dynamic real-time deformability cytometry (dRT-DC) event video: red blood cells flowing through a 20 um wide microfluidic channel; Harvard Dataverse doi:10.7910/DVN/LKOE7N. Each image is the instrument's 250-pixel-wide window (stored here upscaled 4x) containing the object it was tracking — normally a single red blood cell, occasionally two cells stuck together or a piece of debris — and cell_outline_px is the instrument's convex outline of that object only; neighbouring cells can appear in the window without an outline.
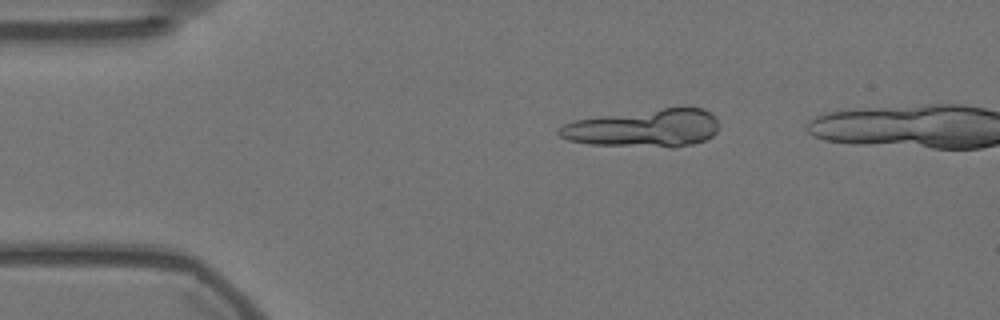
{"species": "Egyptian fruit bat (a non-hibernating species)", "species_latin": "Rousettus aegyptiacus", "temperature_condition": "warm", "stored_images_in_passage": 34, "camera_frame_rate_fps": 3000, "um_per_image_px": 0.085, "animal": {"sex": "female"}, "frame": {"image": 1, "passage_image": 10, "time_ms": 3.0, "image_size_px": [1000, 320], "cell_outline_px": [[716, 132], [712, 136], [704, 140], [692, 144], [676, 148], [672, 148], [592, 144], [568, 140], [560, 136], [556, 132], [556, 128], [564, 124], [576, 120], [600, 116], [680, 104], [684, 104], [704, 108], [716, 116]], "centroid_in_image_um": [54.8, 10.85], "position_along_channel_um": 30.2, "area_um2": 36.24}}